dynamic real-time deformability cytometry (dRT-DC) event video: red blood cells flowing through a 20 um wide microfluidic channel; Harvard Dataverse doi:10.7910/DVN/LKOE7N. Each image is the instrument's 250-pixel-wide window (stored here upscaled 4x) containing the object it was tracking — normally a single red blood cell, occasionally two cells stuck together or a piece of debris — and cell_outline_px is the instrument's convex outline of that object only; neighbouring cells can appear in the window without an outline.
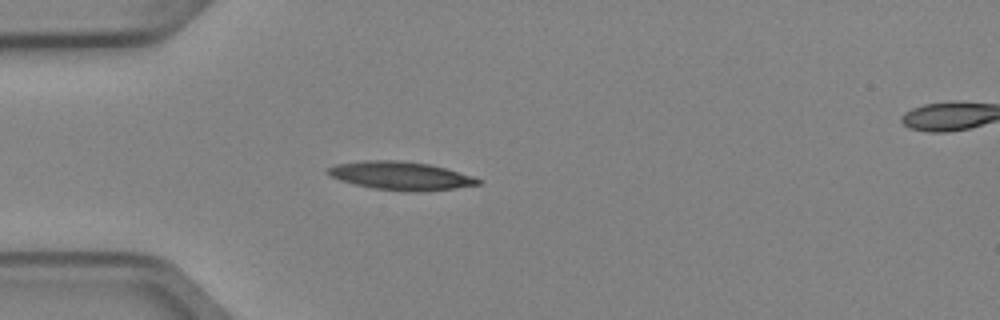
{"species": "Egyptian fruit bat (a non-hibernating species)", "species_latin": "Rousettus aegyptiacus", "temperature_condition": "cold", "stored_images_in_passage": 6, "segment_of_instrument_passage": [1, 2], "camera_frame_rate_fps": 3000, "um_per_image_px": 0.085, "animal": {"sex": "female"}, "frame": {"image": 1, "passage_image": 5, "time_ms": 1.333, "image_size_px": [1000, 320], "cell_outline_px": [[484, 180], [480, 184], [456, 188], [376, 188], [356, 184], [340, 180], [328, 176], [324, 172], [328, 168], [336, 164], [364, 160], [400, 160], [428, 164], [444, 168], [472, 176]], "centroid_in_image_um": [33.97, 14.87], "position_along_channel_um": 51.0, "area_um2": 23.47}}